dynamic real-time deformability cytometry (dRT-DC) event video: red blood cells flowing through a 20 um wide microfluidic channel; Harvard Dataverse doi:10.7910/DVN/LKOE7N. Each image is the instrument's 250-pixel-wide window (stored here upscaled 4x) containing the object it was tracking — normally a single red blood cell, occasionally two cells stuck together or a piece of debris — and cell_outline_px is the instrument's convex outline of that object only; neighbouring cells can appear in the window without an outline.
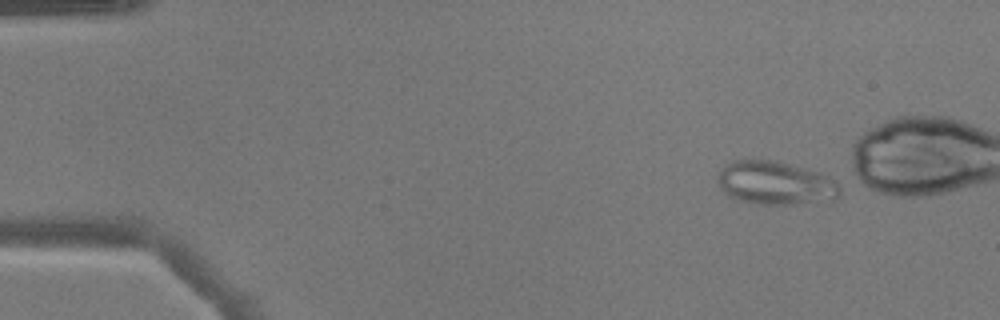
{"species": "common noctule bat (a hibernating species)", "species_latin": "Nyctalus noctula", "temperature_condition": "warm", "stored_images_in_passage": 12, "camera_frame_rate_fps": 3000, "um_per_image_px": 0.085, "animal": {"sex": "male", "body_mass_g": 17.9}, "frame": {"image": 1, "passage_image": 1, "time_ms": 0.0, "image_size_px": [1000, 320], "cell_outline_px": [[840, 196], [832, 204], [756, 204], [736, 200], [728, 196], [720, 188], [716, 180], [716, 176], [732, 160], [776, 160], [820, 172], [836, 184], [840, 188]], "centroid_in_image_um": [65.95, 15.6], "position_along_channel_um": 19.0, "area_um2": 31.62}}